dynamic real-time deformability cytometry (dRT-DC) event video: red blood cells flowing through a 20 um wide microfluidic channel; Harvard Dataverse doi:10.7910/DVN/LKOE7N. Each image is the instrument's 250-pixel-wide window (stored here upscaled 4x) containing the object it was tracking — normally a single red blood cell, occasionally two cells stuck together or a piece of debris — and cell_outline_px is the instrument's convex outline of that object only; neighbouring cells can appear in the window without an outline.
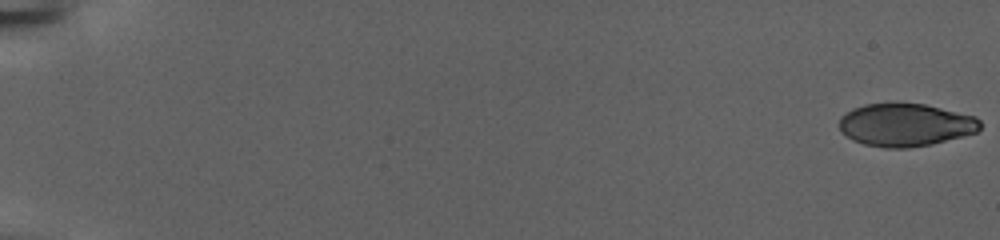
{"species": "human", "species_latin": "Homo sapiens", "temperature_condition": "warm", "stored_images_in_passage": 154, "camera_frame_rate_fps": 3000, "um_per_image_px": 0.085, "donor": {"sex": "female"}, "frame": {"image": 1, "passage_image": 1, "time_ms": 0.0, "image_size_px": [1000, 240], "cell_outline_px": [[980, 128], [976, 132], [932, 144], [908, 148], [884, 148], [864, 144], [852, 140], [840, 132], [840, 116], [852, 108], [864, 104], [924, 104], [976, 116], [980, 120]], "centroid_in_image_um": [76.94, 10.62], "position_along_channel_um": 8.1, "area_um2": 35.08}}
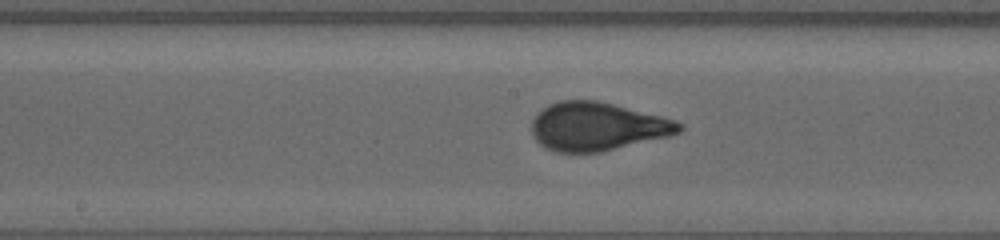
{"frame": {"image": 2, "passage_image": 86, "time_ms": 28.333, "image_size_px": [1000, 240], "cell_outline_px": [[684, 128], [680, 132], [668, 136], [600, 152], [556, 152], [540, 144], [532, 136], [532, 120], [548, 104], [560, 100], [596, 100], [676, 120], [684, 124]], "centroid_in_image_um": [50.77, 10.75], "position_along_channel_um": 197.4, "area_um2": 41.21}}
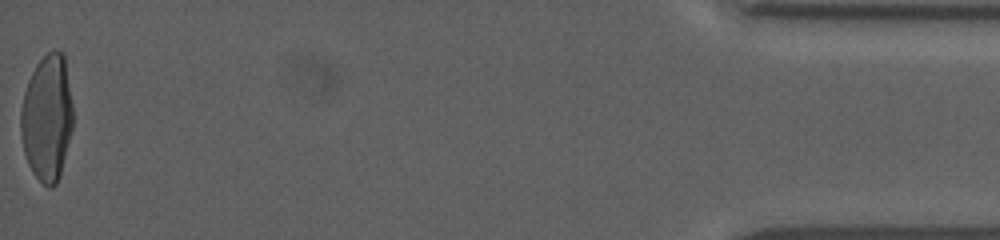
{"frame": {"image": 3, "passage_image": 154, "time_ms": 51.0, "image_size_px": [1000, 240], "cell_outline_px": [[72, 128], [60, 176], [56, 184], [52, 188], [48, 188], [32, 172], [28, 164], [24, 152], [20, 136], [20, 112], [24, 92], [28, 80], [36, 64], [52, 48], [56, 48], [64, 52], [72, 104]], "centroid_in_image_um": [3.99, 9.99], "position_along_channel_um": 431.2, "area_um2": 38.73}}